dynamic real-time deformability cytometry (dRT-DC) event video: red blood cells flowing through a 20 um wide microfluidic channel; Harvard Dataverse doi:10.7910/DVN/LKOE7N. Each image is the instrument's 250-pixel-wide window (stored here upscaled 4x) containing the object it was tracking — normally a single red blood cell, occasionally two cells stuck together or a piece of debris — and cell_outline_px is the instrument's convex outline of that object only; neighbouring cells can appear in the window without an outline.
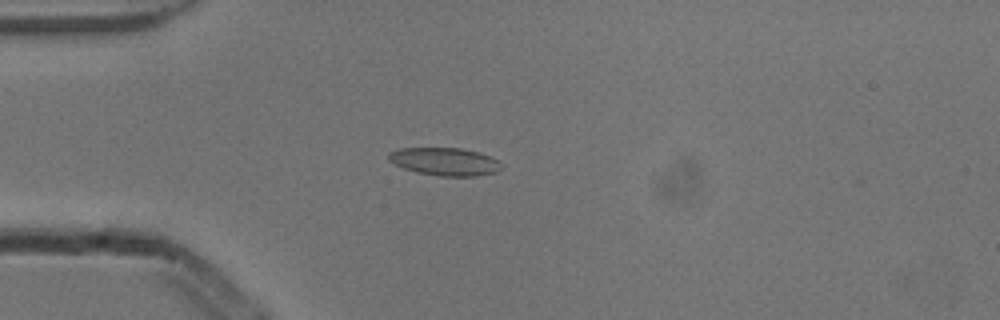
{"species": "common noctule bat (a hibernating species)", "species_latin": "Nyctalus noctula", "temperature_condition": "cold", "stored_images_in_passage": 2, "camera_frame_rate_fps": 3000, "um_per_image_px": 0.085, "animal": {"sex": "male", "body_mass_g": 13.3}, "frame": {"image": 1, "passage_image": 1, "time_ms": 0.0, "image_size_px": [1000, 320], "cell_outline_px": [[504, 164], [496, 172], [476, 176], [440, 176], [416, 172], [404, 168], [388, 160], [388, 152], [400, 148], [460, 148], [476, 152], [500, 160]], "centroid_in_image_um": [37.81, 13.73], "position_along_channel_um": 47.2, "area_um2": 18.26}}